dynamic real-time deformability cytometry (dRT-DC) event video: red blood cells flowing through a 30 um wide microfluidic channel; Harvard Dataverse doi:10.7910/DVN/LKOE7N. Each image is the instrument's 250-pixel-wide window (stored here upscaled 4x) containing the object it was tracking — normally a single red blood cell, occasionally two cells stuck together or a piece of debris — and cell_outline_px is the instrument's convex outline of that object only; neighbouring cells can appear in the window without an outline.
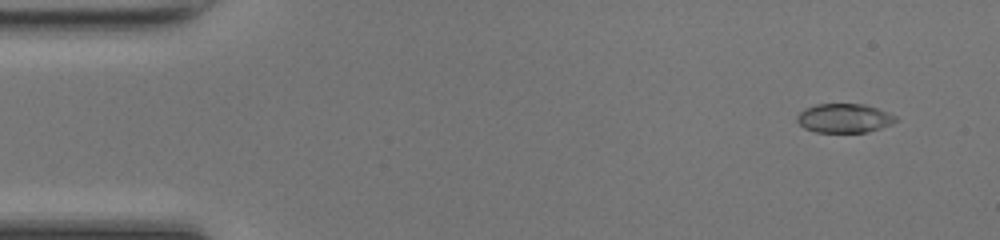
{"species": "common noctule bat (a hibernating species)", "species_latin": "Nyctalus noctula", "temperature_condition": "room temperature", "stored_images_in_passage": 49, "camera_frame_rate_fps": 3000, "um_per_image_px": 0.085, "animal": {"sex": "female", "body_mass_g": 17.0, "forearm_length_mm": 48.0}, "frame": {"image": 1, "passage_image": 4, "time_ms": 1.0, "image_size_px": [1000, 240], "cell_outline_px": [[900, 120], [892, 124], [868, 132], [816, 132], [804, 128], [796, 120], [796, 116], [804, 108], [816, 104], [864, 104], [888, 112], [896, 116]], "centroid_in_image_um": [71.77, 10.04], "position_along_channel_um": 13.2, "area_um2": 16.82}}
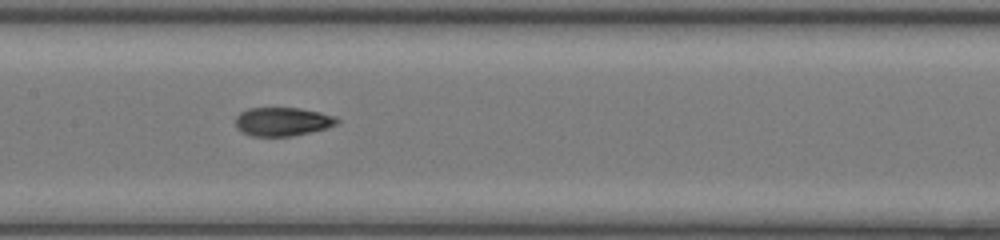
{"frame": {"image": 2, "passage_image": 24, "time_ms": 7.667, "image_size_px": [1000, 240], "cell_outline_px": [[340, 124], [292, 136], [252, 136], [244, 132], [236, 124], [236, 116], [240, 112], [248, 108], [300, 108], [320, 112], [336, 116], [340, 120]], "centroid_in_image_um": [24.06, 10.32], "position_along_channel_um": 183.3, "area_um2": 16.82}}
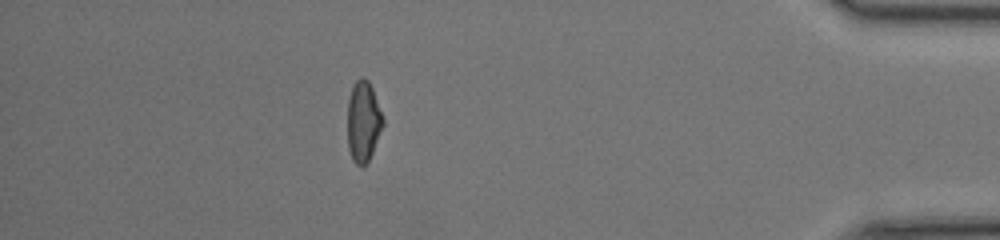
{"frame": {"image": 3, "passage_image": 43, "time_ms": 14.0, "image_size_px": [1000, 240], "cell_outline_px": [[384, 124], [372, 152], [368, 160], [360, 168], [352, 160], [348, 148], [348, 96], [356, 80], [360, 76], [364, 76], [368, 80], [372, 88], [384, 120]], "centroid_in_image_um": [30.87, 10.31], "position_along_channel_um": 404.3, "area_um2": 16.65}, "authors_computed_cell_mechanics": {"area_um2": 16.8776, "velocity_mm_per_s": 4.3138, "shape_relaxation_time_tau1_ms": 4.0928, "shape_relaxation_time_tau2_ms": 1.3204, "deformation_change_tau1": 0.1926, "deformation_change_tau2": 0.068}}